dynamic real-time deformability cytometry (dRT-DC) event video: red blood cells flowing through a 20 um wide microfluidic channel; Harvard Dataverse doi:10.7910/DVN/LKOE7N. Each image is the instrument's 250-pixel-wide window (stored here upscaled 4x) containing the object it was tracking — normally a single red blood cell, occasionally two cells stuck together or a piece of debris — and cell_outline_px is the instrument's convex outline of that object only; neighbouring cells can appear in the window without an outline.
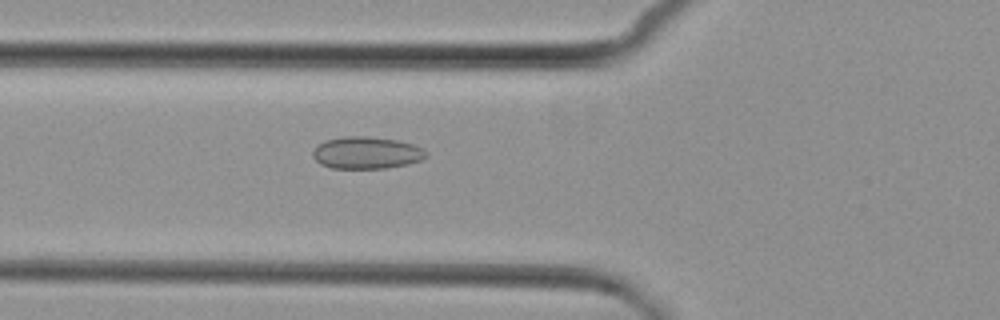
{"species": "common noctule bat (a hibernating species)", "species_latin": "Nyctalus noctula", "temperature_condition": "cold", "stored_images_in_passage": 4, "camera_frame_rate_fps": 3000, "um_per_image_px": 0.085, "animal": {"sex": "female", "body_mass_g": 29.2, "forearm_length_mm": 56.3}, "frame": {"image": 1, "passage_image": 4, "time_ms": 4.333, "image_size_px": [1000, 320], "cell_outline_px": [[428, 156], [420, 160], [408, 164], [384, 168], [332, 168], [320, 164], [312, 156], [312, 152], [316, 144], [324, 140], [344, 136], [368, 136], [396, 140], [412, 144], [424, 148], [428, 152]], "centroid_in_image_um": [31.14, 12.98], "position_along_channel_um": 94.7, "area_um2": 21.39}}